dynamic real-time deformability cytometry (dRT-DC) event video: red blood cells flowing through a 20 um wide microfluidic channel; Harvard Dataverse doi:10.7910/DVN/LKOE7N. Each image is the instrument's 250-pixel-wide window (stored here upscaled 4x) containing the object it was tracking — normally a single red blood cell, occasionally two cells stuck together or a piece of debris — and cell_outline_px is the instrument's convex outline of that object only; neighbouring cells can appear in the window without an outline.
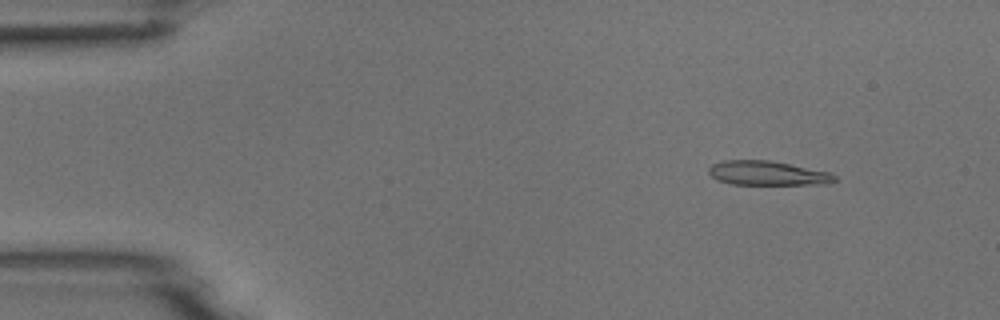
{"species": "common noctule bat (a hibernating species)", "species_latin": "Nyctalus noctula", "temperature_condition": "room temperature", "stored_images_in_passage": 52, "camera_frame_rate_fps": 3000, "um_per_image_px": 0.085, "animal": {"sex": "male", "body_mass_g": 18.8}, "frame": {"image": 1, "passage_image": 5, "time_ms": 1.333, "image_size_px": [1000, 320], "cell_outline_px": [[836, 180], [828, 184], [732, 184], [716, 180], [708, 172], [708, 168], [712, 164], [724, 160], [768, 160], [828, 172], [836, 176]], "centroid_in_image_um": [65.19, 14.72], "position_along_channel_um": 19.8, "area_um2": 17.63}}
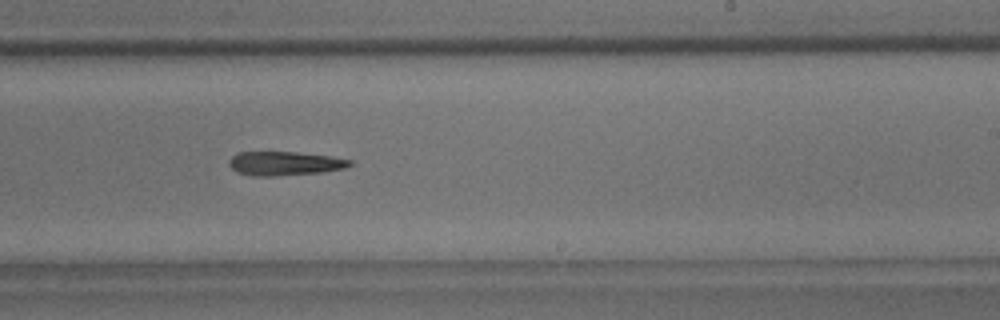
{"frame": {"image": 2, "passage_image": 31, "time_ms": 10.0, "image_size_px": [1000, 320], "cell_outline_px": [[352, 164], [344, 168], [320, 172], [272, 176], [252, 176], [236, 172], [228, 164], [228, 160], [236, 152], [296, 152], [332, 156], [352, 160]], "centroid_in_image_um": [24.16, 13.88], "position_along_channel_um": 264.8, "area_um2": 16.88}}
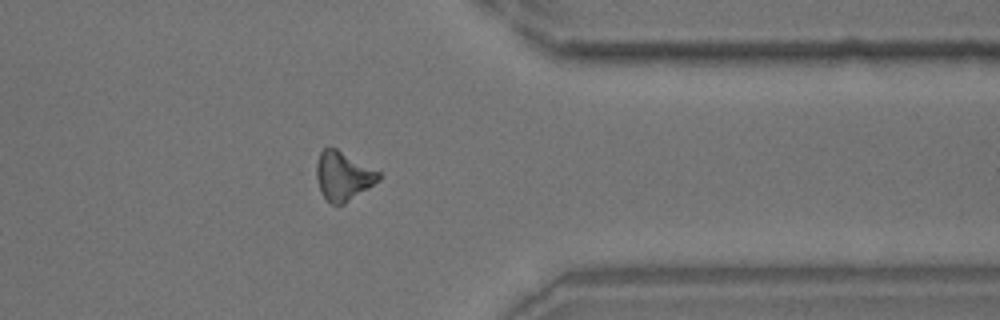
{"frame": {"image": 3, "passage_image": 41, "time_ms": 13.333, "image_size_px": [1000, 320], "cell_outline_px": [[380, 180], [344, 204], [332, 204], [320, 192], [316, 176], [316, 164], [320, 152], [324, 148], [336, 148], [380, 172]], "centroid_in_image_um": [29.15, 14.96], "position_along_channel_um": 382.2, "area_um2": 17.51}}